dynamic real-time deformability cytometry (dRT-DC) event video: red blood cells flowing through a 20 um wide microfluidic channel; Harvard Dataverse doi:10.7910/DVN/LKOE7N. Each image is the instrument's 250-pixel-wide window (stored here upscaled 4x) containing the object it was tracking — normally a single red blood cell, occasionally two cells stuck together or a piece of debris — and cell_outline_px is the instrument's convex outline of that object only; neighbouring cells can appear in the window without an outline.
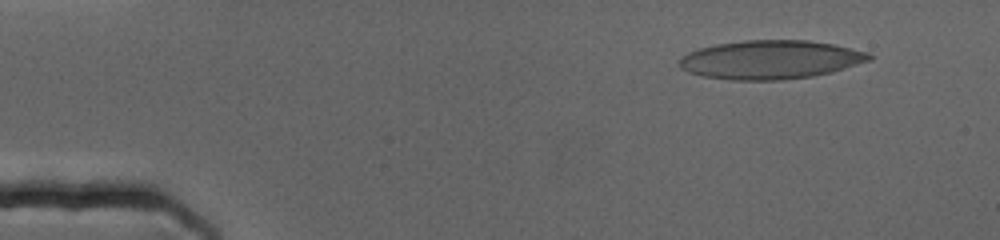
{"species": "human", "species_latin": "Homo sapiens", "temperature_condition": "cold", "stored_images_in_passage": 58, "camera_frame_rate_fps": 3000, "um_per_image_px": 0.085, "donor": {"sex": "female"}, "frame": {"image": 1, "passage_image": 6, "time_ms": 1.667, "image_size_px": [1000, 240], "cell_outline_px": [[872, 60], [832, 72], [812, 76], [780, 80], [732, 80], [704, 76], [688, 72], [680, 68], [680, 60], [688, 52], [700, 48], [716, 44], [748, 40], [808, 40], [832, 44], [868, 52], [872, 56]], "centroid_in_image_um": [65.51, 5.07], "position_along_channel_um": 19.5, "area_um2": 42.66}}
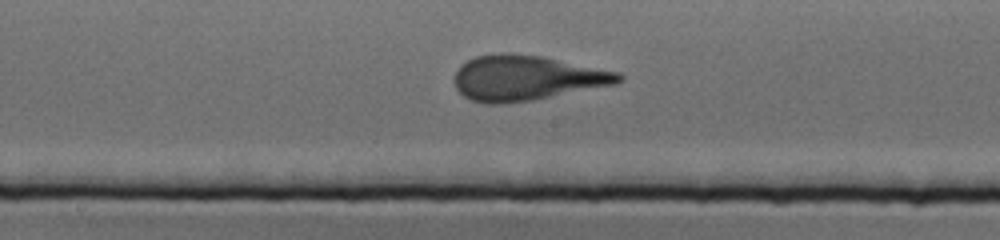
{"frame": {"image": 2, "passage_image": 36, "time_ms": 11.667, "image_size_px": [1000, 240], "cell_outline_px": [[624, 80], [616, 84], [532, 100], [500, 104], [488, 104], [472, 100], [464, 96], [456, 88], [456, 72], [468, 60], [476, 56], [504, 52], [540, 56], [620, 72], [624, 76]], "centroid_in_image_um": [44.79, 6.63], "position_along_channel_um": 203.4, "area_um2": 42.77}}
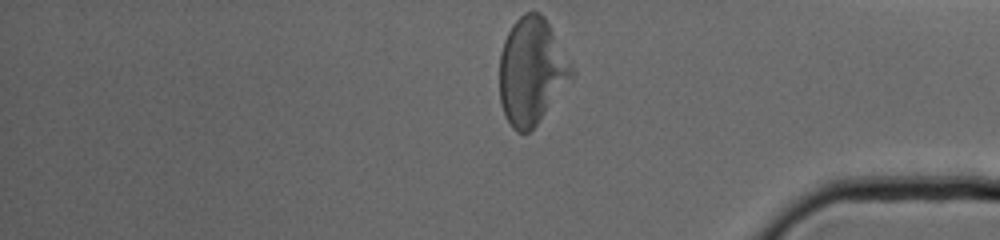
{"frame": {"image": 3, "passage_image": 58, "time_ms": 19.0, "image_size_px": [1000, 240], "cell_outline_px": [[576, 72], [536, 124], [528, 132], [516, 132], [512, 128], [504, 116], [500, 100], [500, 52], [504, 40], [512, 24], [524, 12], [540, 12], [544, 16]], "centroid_in_image_um": [45.16, 6.04], "position_along_channel_um": 390.0, "area_um2": 44.39}}